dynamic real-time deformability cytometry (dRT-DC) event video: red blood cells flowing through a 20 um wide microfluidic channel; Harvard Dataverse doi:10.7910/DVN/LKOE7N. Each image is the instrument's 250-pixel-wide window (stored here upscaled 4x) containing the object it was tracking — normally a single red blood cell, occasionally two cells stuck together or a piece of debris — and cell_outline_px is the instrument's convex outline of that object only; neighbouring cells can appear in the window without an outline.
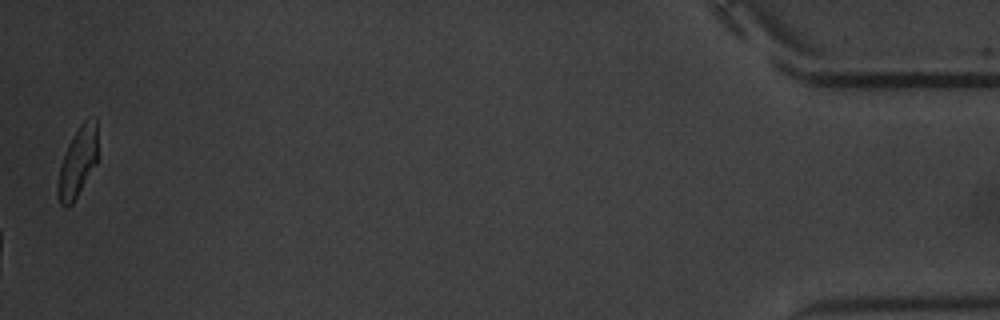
{"species": "common noctule bat (a hibernating species)", "species_latin": "Nyctalus noctula", "temperature_condition": "warm", "stored_images_in_passage": 13, "camera_frame_rate_fps": 3000, "um_per_image_px": 0.085, "animal": {"sex": "male", "body_mass_g": 20.1, "forearm_length_mm": 53.5}, "frame": {"image": 1, "passage_image": 13, "time_ms": 15.333, "image_size_px": [1000, 320], "cell_outline_px": [[96, 164], [72, 204], [68, 208], [64, 208], [60, 204], [56, 192], [56, 188], [60, 168], [68, 144], [80, 124], [84, 120], [96, 116]], "centroid_in_image_um": [6.58, 13.82], "position_along_channel_um": 428.6, "area_um2": 16.01}, "authors_computed_cell_mechanics": {"area_um2": 17.4556, "velocity_mm_per_s": 3.5689, "shape_relaxation_time_tau1_ms": 2.8663, "shape_relaxation_time_tau2_ms": 1.457, "deformation_change_tau1": 0.1516, "deformation_change_tau2": 0.0476}}